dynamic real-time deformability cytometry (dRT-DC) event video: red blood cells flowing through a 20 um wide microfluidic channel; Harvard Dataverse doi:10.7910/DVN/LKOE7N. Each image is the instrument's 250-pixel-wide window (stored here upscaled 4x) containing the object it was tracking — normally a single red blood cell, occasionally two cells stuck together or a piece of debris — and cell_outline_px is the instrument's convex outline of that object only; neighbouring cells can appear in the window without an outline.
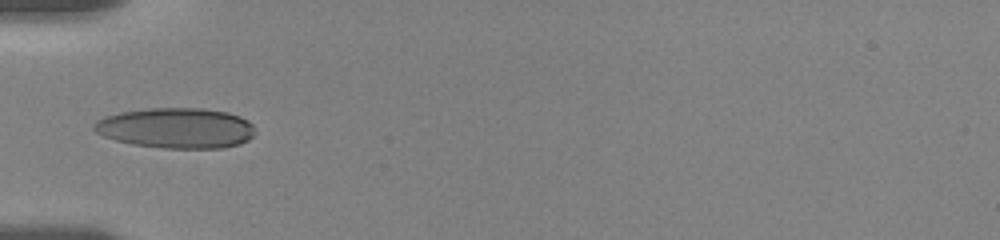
{"species": "human", "species_latin": "Homo sapiens", "temperature_condition": "room temperature", "stored_images_in_passage": 9, "camera_frame_rate_fps": 3000, "um_per_image_px": 0.085, "donor": {"sex": "female"}, "frame": {"image": 1, "passage_image": 1, "time_ms": 0.0, "image_size_px": [1000, 240], "cell_outline_px": [[252, 136], [248, 140], [240, 144], [224, 148], [164, 148], [132, 144], [116, 140], [104, 136], [96, 132], [92, 128], [92, 124], [96, 120], [104, 116], [120, 112], [148, 108], [200, 108], [228, 112], [240, 116], [248, 120], [252, 124]], "centroid_in_image_um": [14.95, 10.88], "position_along_channel_um": 70.1, "area_um2": 38.03}}
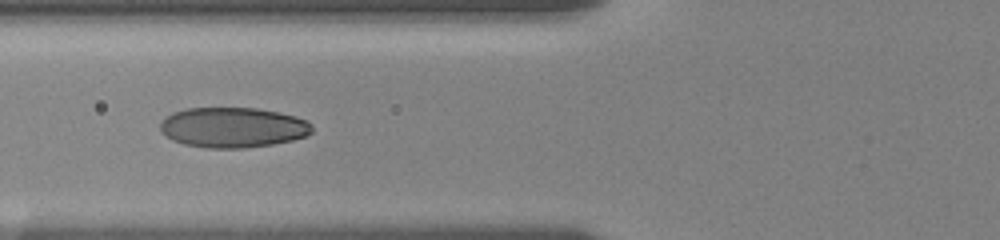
{"frame": {"image": 2, "passage_image": 8, "time_ms": 1.0, "image_size_px": [1000, 240], "cell_outline_px": [[312, 132], [304, 136], [292, 140], [272, 144], [244, 148], [204, 148], [184, 144], [172, 140], [164, 136], [160, 132], [160, 124], [172, 112], [188, 108], [256, 108], [280, 112], [296, 116], [308, 120], [312, 124]], "centroid_in_image_um": [19.79, 10.83], "position_along_channel_um": 106.0, "area_um2": 35.78}}